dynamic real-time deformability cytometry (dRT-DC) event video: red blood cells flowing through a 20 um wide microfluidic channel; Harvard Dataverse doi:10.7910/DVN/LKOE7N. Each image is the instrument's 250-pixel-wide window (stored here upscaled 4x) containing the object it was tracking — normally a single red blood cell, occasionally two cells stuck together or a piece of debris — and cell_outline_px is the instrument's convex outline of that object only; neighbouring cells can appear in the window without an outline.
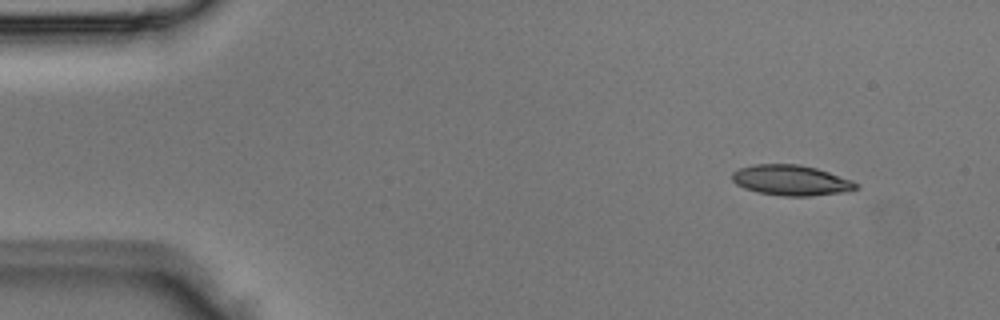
{"species": "Egyptian fruit bat (a non-hibernating species)", "species_latin": "Rousettus aegyptiacus", "temperature_condition": "room temperature", "stored_images_in_passage": 4, "camera_frame_rate_fps": 3000, "um_per_image_px": 0.085, "animal": {"sex": "male"}, "frame": {"image": 1, "passage_image": 1, "time_ms": 0.0, "image_size_px": [1000, 320], "cell_outline_px": [[860, 188], [840, 192], [812, 196], [784, 196], [756, 192], [744, 188], [736, 184], [732, 180], [732, 172], [740, 168], [756, 164], [800, 164], [816, 168], [852, 180], [860, 184]], "centroid_in_image_um": [67.24, 15.32], "position_along_channel_um": 17.8, "area_um2": 21.96}}